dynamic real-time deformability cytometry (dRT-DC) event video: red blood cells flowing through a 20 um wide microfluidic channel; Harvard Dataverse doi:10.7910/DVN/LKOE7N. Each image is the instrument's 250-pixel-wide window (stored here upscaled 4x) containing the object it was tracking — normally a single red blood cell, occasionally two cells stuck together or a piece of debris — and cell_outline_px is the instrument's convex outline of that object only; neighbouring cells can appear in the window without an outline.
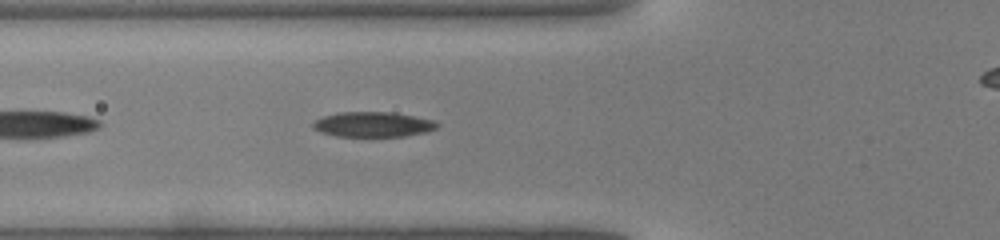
{"species": "common noctule bat (a hibernating species)", "species_latin": "Nyctalus noctula", "temperature_condition": "warm", "stored_images_in_passage": 13, "camera_frame_rate_fps": 3000, "um_per_image_px": 0.085, "animal": {"sex": "male", "body_mass_g": 19.0, "forearm_length_mm": 50.8}, "frame": {"image": 1, "passage_image": 4, "time_ms": 1.0, "image_size_px": [1000, 240], "cell_outline_px": [[440, 124], [436, 128], [428, 132], [404, 136], [336, 136], [320, 132], [312, 128], [312, 124], [316, 120], [324, 116], [340, 112], [392, 112], [432, 120]], "centroid_in_image_um": [31.7, 10.58], "position_along_channel_um": 94.1, "area_um2": 18.03}}
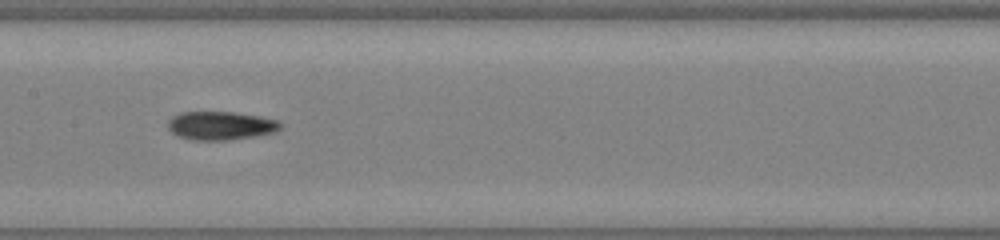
{"frame": {"image": 2, "passage_image": 10, "time_ms": 3.0, "image_size_px": [1000, 240], "cell_outline_px": [[284, 124], [276, 132], [228, 140], [192, 140], [180, 136], [172, 132], [168, 128], [168, 120], [172, 116], [180, 112], [236, 112], [260, 116], [280, 120]], "centroid_in_image_um": [18.79, 10.67], "position_along_channel_um": 188.6, "area_um2": 18.79}}
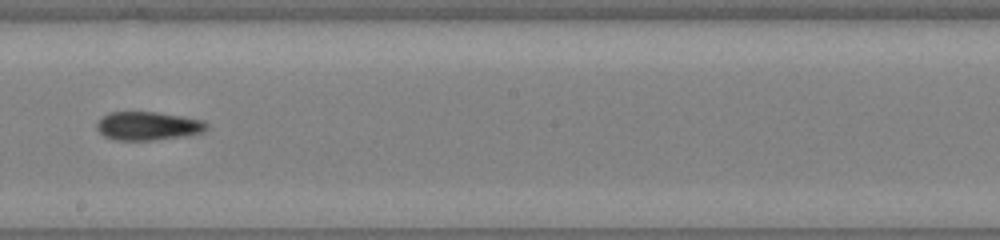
{"frame": {"image": 3, "passage_image": 13, "time_ms": 4.0, "image_size_px": [1000, 240], "cell_outline_px": [[208, 128], [204, 132], [188, 136], [152, 140], [120, 140], [104, 136], [96, 128], [96, 124], [108, 112], [156, 112], [204, 120], [208, 124]], "centroid_in_image_um": [12.62, 10.71], "position_along_channel_um": 235.6, "area_um2": 18.26}}